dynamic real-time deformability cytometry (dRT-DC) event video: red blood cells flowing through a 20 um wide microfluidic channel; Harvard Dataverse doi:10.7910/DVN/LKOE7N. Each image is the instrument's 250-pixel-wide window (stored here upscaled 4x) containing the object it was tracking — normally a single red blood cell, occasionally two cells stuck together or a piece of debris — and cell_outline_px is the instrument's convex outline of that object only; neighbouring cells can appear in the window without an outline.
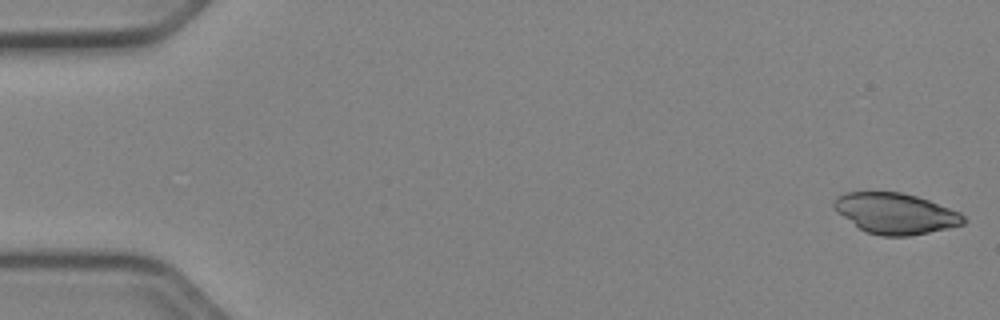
{"species": "Egyptian fruit bat (a non-hibernating species)", "species_latin": "Rousettus aegyptiacus", "temperature_condition": "cold", "stored_images_in_passage": 51, "camera_frame_rate_fps": 3000, "um_per_image_px": 0.085, "animal": {"sex": "female"}, "frame": {"image": 1, "passage_image": 1, "time_ms": 0.0, "image_size_px": [1000, 320], "cell_outline_px": [[968, 220], [964, 224], [948, 228], [908, 236], [880, 236], [868, 232], [860, 228], [844, 216], [832, 204], [836, 196], [844, 192], [900, 192], [916, 196], [928, 200], [960, 212]], "centroid_in_image_um": [76.15, 18.14], "position_along_channel_um": 8.8, "area_um2": 30.4}}
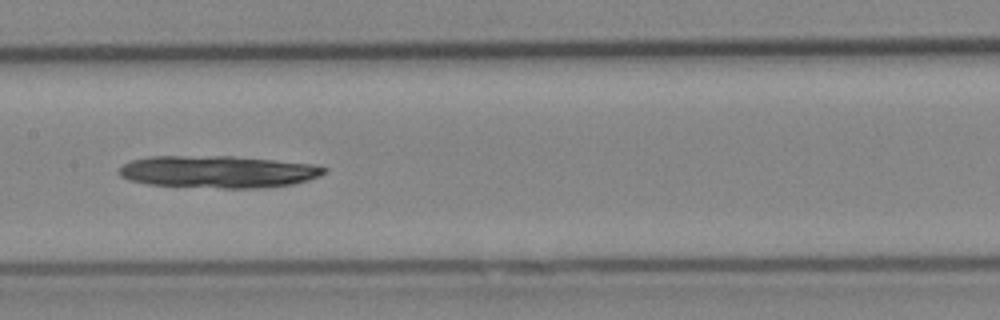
{"frame": {"image": 2, "passage_image": 26, "time_ms": 8.333, "image_size_px": [1000, 320], "cell_outline_px": [[328, 168], [320, 176], [308, 180], [292, 184], [264, 188], [220, 188], [148, 184], [128, 180], [120, 176], [120, 168], [124, 164], [132, 160], [148, 156], [232, 156], [312, 164]], "centroid_in_image_um": [18.53, 14.6], "position_along_channel_um": 188.9, "area_um2": 38.38}}
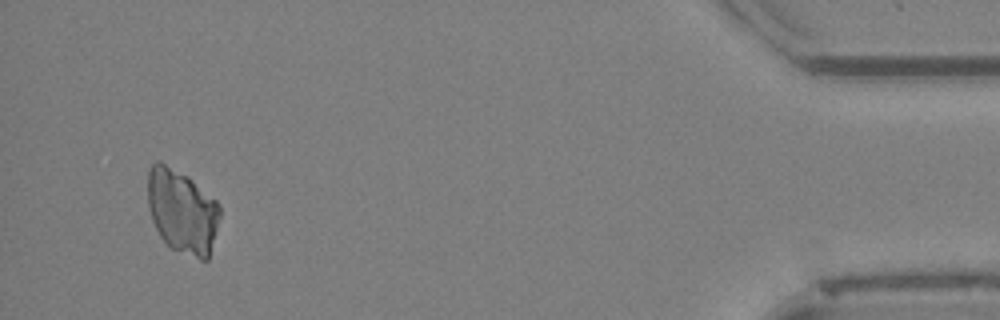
{"frame": {"image": 3, "passage_image": 49, "time_ms": 16.0, "image_size_px": [1000, 320], "cell_outline_px": [[220, 216], [208, 260], [200, 260], [172, 248], [160, 236], [152, 220], [148, 208], [148, 168], [156, 160], [160, 160], [188, 176], [216, 200], [220, 208]], "centroid_in_image_um": [15.47, 17.93], "position_along_channel_um": 419.7, "area_um2": 35.37}}